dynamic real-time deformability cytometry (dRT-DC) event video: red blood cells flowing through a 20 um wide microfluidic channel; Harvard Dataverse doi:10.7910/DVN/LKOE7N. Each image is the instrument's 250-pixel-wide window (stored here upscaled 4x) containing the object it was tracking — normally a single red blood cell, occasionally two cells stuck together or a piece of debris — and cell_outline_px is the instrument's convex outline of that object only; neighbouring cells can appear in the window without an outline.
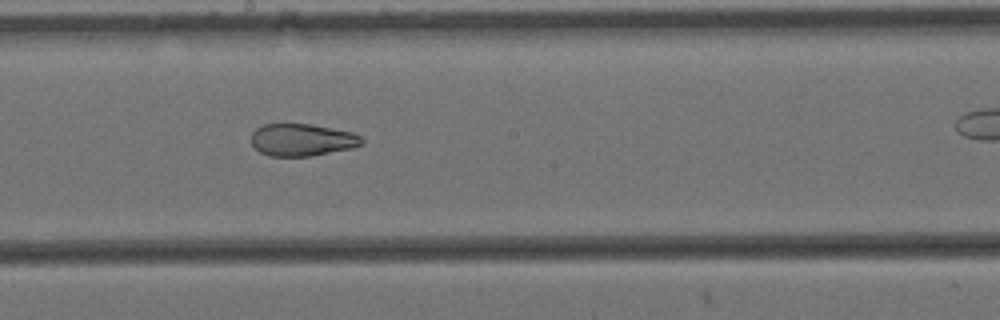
{"species": "Egyptian fruit bat (a non-hibernating species)", "species_latin": "Rousettus aegyptiacus", "temperature_condition": "cold", "stored_images_in_passage": 10, "camera_frame_rate_fps": 3000, "um_per_image_px": 0.085, "animal": {"sex": "female"}, "frame": {"image": 1, "passage_image": 9, "time_ms": 2.667, "image_size_px": [1000, 320], "cell_outline_px": [[364, 144], [352, 148], [312, 156], [268, 156], [260, 152], [252, 144], [252, 132], [256, 128], [264, 124], [312, 124], [352, 132], [360, 136], [364, 140]], "centroid_in_image_um": [25.69, 11.89], "position_along_channel_um": 222.5, "area_um2": 20.87}}